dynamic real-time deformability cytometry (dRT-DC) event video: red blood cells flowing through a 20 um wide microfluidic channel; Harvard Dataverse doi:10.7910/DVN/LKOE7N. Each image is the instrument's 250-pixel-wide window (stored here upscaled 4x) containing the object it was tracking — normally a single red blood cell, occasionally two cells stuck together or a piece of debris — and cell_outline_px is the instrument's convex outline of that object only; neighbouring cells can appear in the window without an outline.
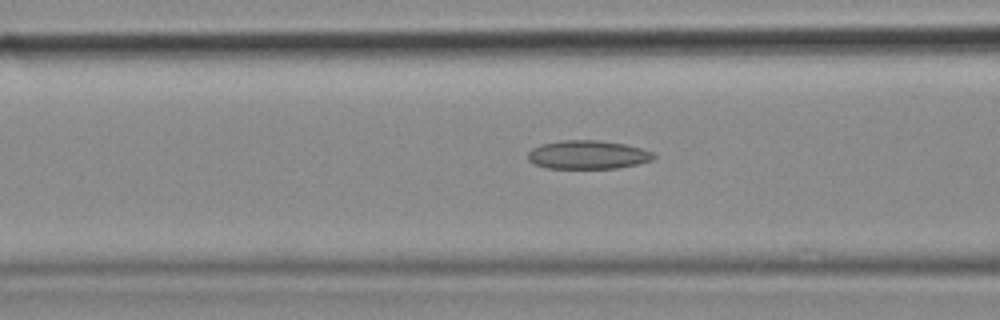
{"species": "common noctule bat (a hibernating species)", "species_latin": "Nyctalus noctula", "temperature_condition": "cold", "stored_images_in_passage": 48, "camera_frame_rate_fps": 3000, "um_per_image_px": 0.085, "animal": {"sex": "female", "body_mass_g": 18.4}, "frame": {"image": 1, "passage_image": 18, "time_ms": 5.667, "image_size_px": [1000, 320], "cell_outline_px": [[656, 156], [652, 160], [636, 164], [616, 168], [548, 168], [536, 164], [528, 160], [528, 152], [532, 148], [540, 144], [560, 140], [596, 140], [624, 144], [640, 148], [652, 152]], "centroid_in_image_um": [49.93, 13.15], "position_along_channel_um": 116.7, "area_um2": 20.81}}
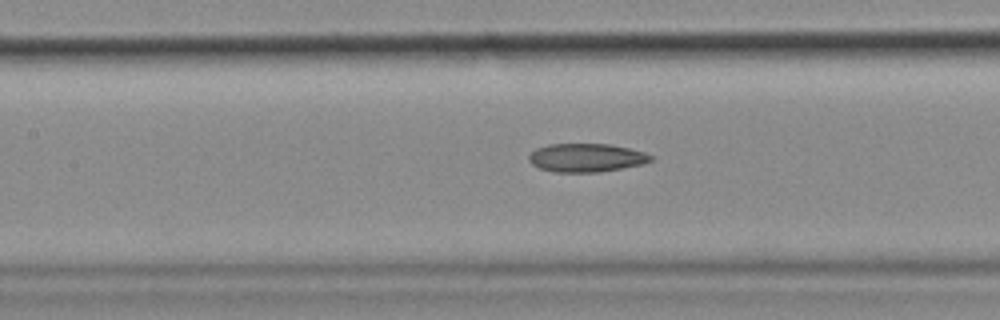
{"frame": {"image": 2, "passage_image": 21, "time_ms": 6.667, "image_size_px": [1000, 320], "cell_outline_px": [[652, 160], [644, 164], [600, 172], [552, 172], [540, 168], [532, 164], [528, 160], [528, 156], [536, 148], [548, 144], [612, 144], [644, 152], [652, 156]], "centroid_in_image_um": [49.83, 13.41], "position_along_channel_um": 157.6, "area_um2": 20.29}}
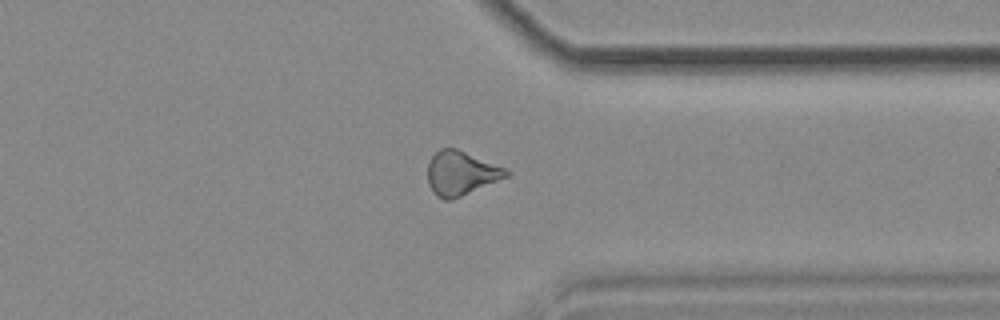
{"frame": {"image": 3, "passage_image": 37, "time_ms": 12.0, "image_size_px": [1000, 320], "cell_outline_px": [[512, 172], [508, 176], [452, 200], [444, 200], [436, 196], [432, 192], [428, 184], [428, 164], [432, 156], [440, 148], [456, 148], [504, 168]], "centroid_in_image_um": [39.15, 14.74], "position_along_channel_um": 372.3, "area_um2": 20.0}}